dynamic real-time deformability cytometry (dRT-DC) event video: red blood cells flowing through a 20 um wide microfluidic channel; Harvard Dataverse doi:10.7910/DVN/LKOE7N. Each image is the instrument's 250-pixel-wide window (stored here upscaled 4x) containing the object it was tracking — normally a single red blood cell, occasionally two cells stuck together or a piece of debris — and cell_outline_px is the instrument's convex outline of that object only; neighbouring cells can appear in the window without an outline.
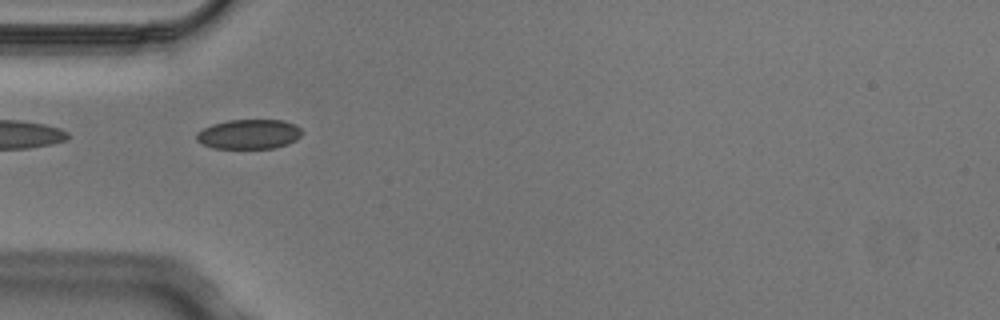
{"species": "Egyptian fruit bat (a non-hibernating species)", "species_latin": "Rousettus aegyptiacus", "temperature_condition": "cold", "stored_images_in_passage": 7, "camera_frame_rate_fps": 3000, "um_per_image_px": 0.085, "animal": {"sex": "male"}, "frame": {"image": 1, "passage_image": 4, "time_ms": 1.0, "image_size_px": [1000, 320], "cell_outline_px": [[304, 132], [296, 140], [288, 144], [276, 148], [212, 148], [196, 140], [196, 132], [212, 124], [228, 120], [284, 120], [296, 124]], "centroid_in_image_um": [21.19, 11.4], "position_along_channel_um": 63.8, "area_um2": 18.38}}
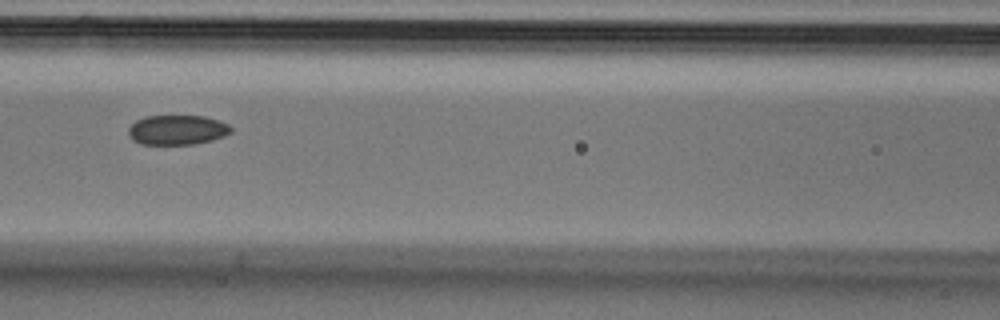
{"frame": {"image": 2, "passage_image": 6, "time_ms": 1.667, "image_size_px": [1000, 320], "cell_outline_px": [[232, 132], [224, 136], [212, 140], [196, 144], [140, 144], [132, 140], [128, 132], [128, 128], [136, 120], [144, 116], [204, 116], [220, 120], [228, 124], [232, 128]], "centroid_in_image_um": [15.07, 11.04], "position_along_channel_um": 151.5, "area_um2": 17.92}}
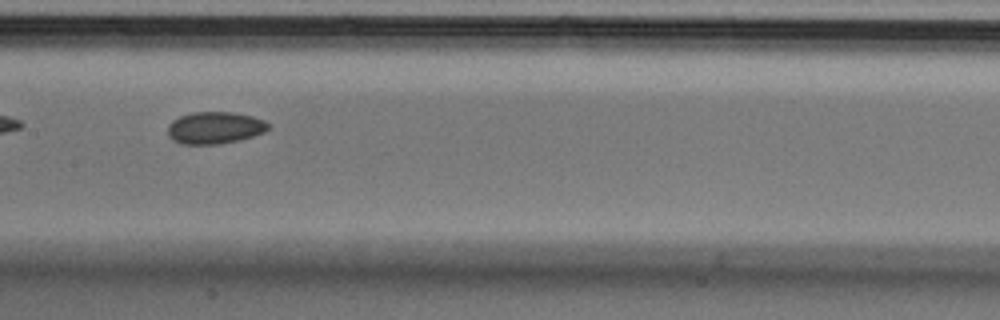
{"frame": {"image": 3, "passage_image": 7, "time_ms": 2.0, "image_size_px": [1000, 320], "cell_outline_px": [[268, 128], [264, 132], [240, 140], [216, 144], [180, 144], [172, 140], [168, 136], [168, 128], [172, 120], [180, 116], [192, 112], [232, 112], [252, 116], [264, 120], [268, 124]], "centroid_in_image_um": [18.23, 10.86], "position_along_channel_um": 189.2, "area_um2": 18.73}}